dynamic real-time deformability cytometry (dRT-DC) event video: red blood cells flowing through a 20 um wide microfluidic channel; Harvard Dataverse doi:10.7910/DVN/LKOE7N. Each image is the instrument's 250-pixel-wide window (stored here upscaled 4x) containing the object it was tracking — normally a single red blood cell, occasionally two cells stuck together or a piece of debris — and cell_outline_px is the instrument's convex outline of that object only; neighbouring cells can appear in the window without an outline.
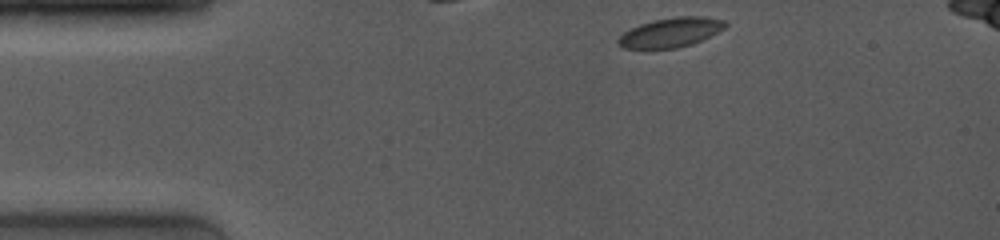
{"species": "common noctule bat (a hibernating species)", "species_latin": "Nyctalus noctula", "temperature_condition": "room temperature", "stored_images_in_passage": 8, "camera_frame_rate_fps": 4000, "um_per_image_px": 0.085, "animal": {"sex": "female", "body_mass_g": 19.0, "forearm_length_mm": 53.3}, "frame": {"image": 1, "passage_image": 1, "time_ms": 0.0, "image_size_px": [1000, 240], "cell_outline_px": [[728, 24], [724, 28], [692, 44], [676, 48], [624, 48], [616, 40], [624, 32], [640, 24], [652, 20], [676, 16], [704, 16], [724, 20]], "centroid_in_image_um": [57.01, 2.74], "position_along_channel_um": 28.0, "area_um2": 18.15}}